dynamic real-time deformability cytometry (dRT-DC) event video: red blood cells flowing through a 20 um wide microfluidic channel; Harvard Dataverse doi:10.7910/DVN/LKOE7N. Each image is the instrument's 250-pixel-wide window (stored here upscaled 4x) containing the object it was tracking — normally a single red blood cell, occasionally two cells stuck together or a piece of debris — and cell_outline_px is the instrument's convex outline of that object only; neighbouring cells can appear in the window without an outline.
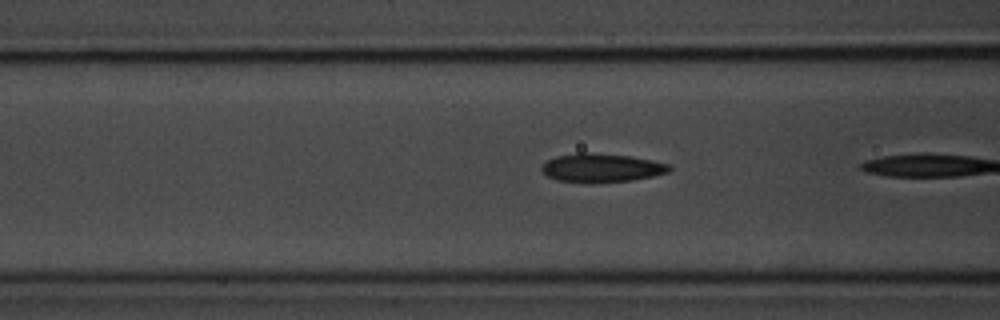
{"species": "common noctule bat (a hibernating species)", "species_latin": "Nyctalus noctula", "temperature_condition": "room temperature", "stored_images_in_passage": 7, "camera_frame_rate_fps": 3000, "um_per_image_px": 0.085, "animal": {"sex": "male", "body_mass_g": 20.1, "forearm_length_mm": 53.5}, "frame": {"image": 1, "passage_image": 5, "time_ms": 1.333, "image_size_px": [1000, 320], "cell_outline_px": [[672, 168], [668, 172], [652, 176], [632, 180], [592, 184], [584, 184], [556, 180], [548, 176], [540, 168], [548, 160], [556, 156], [576, 152], [584, 152], [632, 156], [668, 164]], "centroid_in_image_um": [51.09, 14.28], "position_along_channel_um": 115.5, "area_um2": 21.56}}